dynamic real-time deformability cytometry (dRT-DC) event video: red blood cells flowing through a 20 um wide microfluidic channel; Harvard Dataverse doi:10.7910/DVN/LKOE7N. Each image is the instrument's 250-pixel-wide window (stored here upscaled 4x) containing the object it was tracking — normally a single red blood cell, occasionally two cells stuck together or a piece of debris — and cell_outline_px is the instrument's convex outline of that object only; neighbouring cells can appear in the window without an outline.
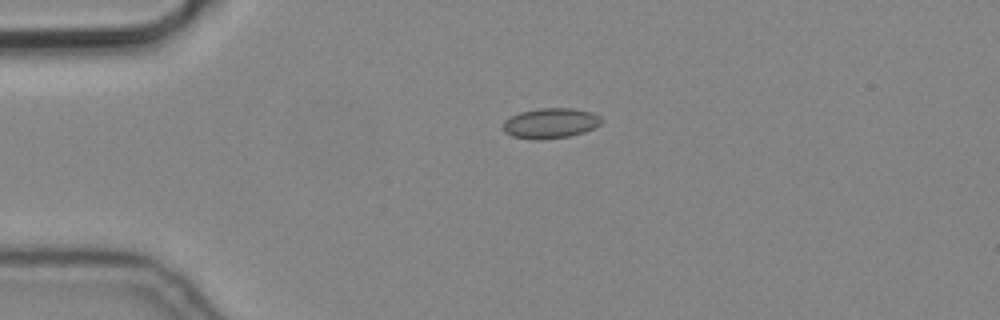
{"species": "common noctule bat (a hibernating species)", "species_latin": "Nyctalus noctula", "temperature_condition": "cold", "stored_images_in_passage": 5, "camera_frame_rate_fps": 3000, "um_per_image_px": 0.085, "animal": {"sex": "male", "body_mass_g": 19.2, "forearm_length_mm": 51.8}, "frame": {"image": 1, "passage_image": 3, "time_ms": 0.667, "image_size_px": [1000, 320], "cell_outline_px": [[604, 120], [596, 128], [584, 132], [568, 136], [540, 140], [536, 140], [512, 136], [504, 132], [504, 120], [520, 112], [540, 108], [572, 108], [592, 112], [600, 116]], "centroid_in_image_um": [46.83, 10.47], "position_along_channel_um": 38.2, "area_um2": 17.4}}
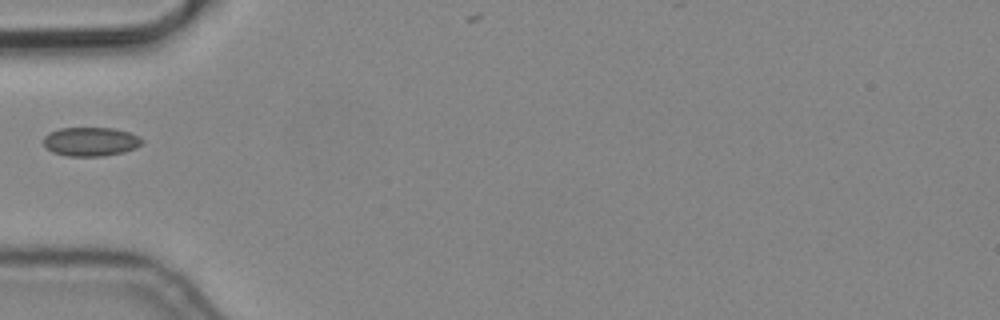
{"frame": {"image": 2, "passage_image": 5, "time_ms": 1.333, "image_size_px": [1000, 320], "cell_outline_px": [[144, 140], [136, 148], [124, 152], [100, 156], [68, 156], [52, 152], [44, 148], [44, 136], [48, 132], [60, 128], [116, 128], [140, 136]], "centroid_in_image_um": [7.69, 12.03], "position_along_channel_um": 77.3, "area_um2": 16.76}}